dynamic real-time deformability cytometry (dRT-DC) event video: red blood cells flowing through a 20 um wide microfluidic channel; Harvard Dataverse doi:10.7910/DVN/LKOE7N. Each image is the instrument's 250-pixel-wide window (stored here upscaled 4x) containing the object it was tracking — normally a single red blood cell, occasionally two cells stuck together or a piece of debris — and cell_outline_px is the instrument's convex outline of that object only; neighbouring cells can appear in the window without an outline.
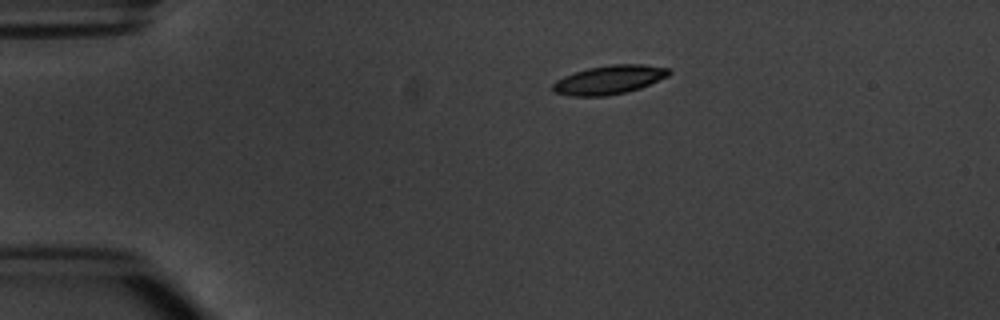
{"species": "common noctule bat (a hibernating species)", "species_latin": "Nyctalus noctula", "temperature_condition": "warm", "stored_images_in_passage": 3, "camera_frame_rate_fps": 3000, "um_per_image_px": 0.085, "animal": {"sex": "male", "body_mass_g": 20.1, "forearm_length_mm": 53.5}, "frame": {"image": 1, "passage_image": 1, "time_ms": 0.0, "image_size_px": [1000, 320], "cell_outline_px": [[672, 72], [668, 76], [640, 88], [628, 92], [604, 96], [572, 96], [552, 92], [552, 84], [556, 80], [564, 76], [588, 68], [612, 64], [644, 64], [672, 68]], "centroid_in_image_um": [51.8, 6.78], "position_along_channel_um": 33.2, "area_um2": 19.65}}